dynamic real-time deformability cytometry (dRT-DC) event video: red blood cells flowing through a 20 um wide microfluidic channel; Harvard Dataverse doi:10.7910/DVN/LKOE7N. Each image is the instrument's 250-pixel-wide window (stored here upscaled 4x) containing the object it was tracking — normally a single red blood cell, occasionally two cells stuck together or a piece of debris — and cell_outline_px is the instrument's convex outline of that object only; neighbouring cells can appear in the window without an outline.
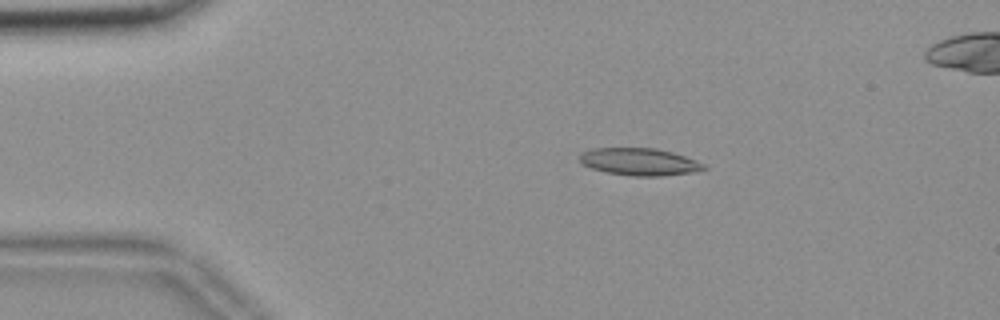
{"species": "common noctule bat (a hibernating species)", "species_latin": "Nyctalus noctula", "temperature_condition": "room temperature", "stored_images_in_passage": 48, "camera_frame_rate_fps": 3000, "um_per_image_px": 0.085, "animal": {"sex": "female", "body_mass_g": 18.4}, "frame": {"image": 1, "passage_image": 2, "time_ms": 0.333, "image_size_px": [1000, 320], "cell_outline_px": [[708, 168], [692, 172], [660, 176], [632, 176], [608, 172], [592, 168], [584, 164], [580, 160], [580, 156], [584, 152], [592, 148], [656, 148], [672, 152], [696, 160], [704, 164]], "centroid_in_image_um": [54.38, 13.75], "position_along_channel_um": 30.6, "area_um2": 19.48}}
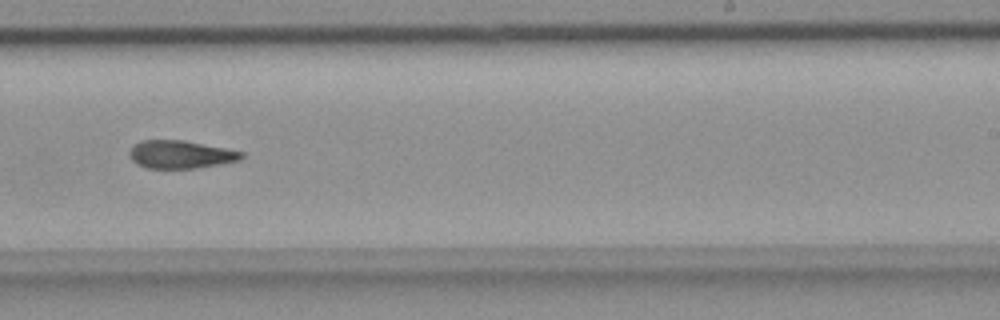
{"frame": {"image": 2, "passage_image": 26, "time_ms": 8.333, "image_size_px": [1000, 320], "cell_outline_px": [[244, 156], [240, 160], [220, 164], [196, 168], [148, 168], [136, 164], [128, 156], [128, 152], [132, 144], [140, 140], [184, 140], [244, 152]], "centroid_in_image_um": [15.3, 13.12], "position_along_channel_um": 273.7, "area_um2": 18.38}}
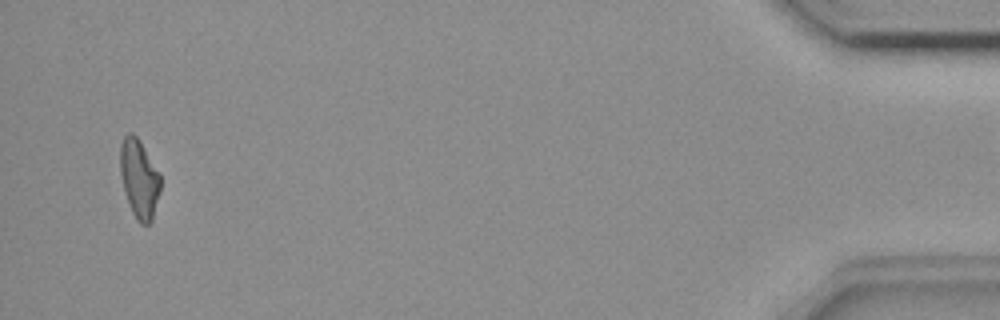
{"frame": {"image": 3, "passage_image": 45, "time_ms": 14.667, "image_size_px": [1000, 320], "cell_outline_px": [[160, 192], [152, 220], [148, 224], [140, 224], [136, 220], [132, 212], [124, 188], [120, 172], [120, 144], [124, 136], [128, 132], [132, 132], [136, 136], [160, 176]], "centroid_in_image_um": [11.82, 15.21], "position_along_channel_um": 423.4, "area_um2": 18.03}, "authors_computed_cell_mechanics": {"area_um2": 18.785, "velocity_mm_per_s": 3.6829, "shape_relaxation_time_tau1_ms": null, "shape_relaxation_time_tau2_ms": 3.0542, "deformation_change_tau1": null, "deformation_change_tau2": 0.1019}}